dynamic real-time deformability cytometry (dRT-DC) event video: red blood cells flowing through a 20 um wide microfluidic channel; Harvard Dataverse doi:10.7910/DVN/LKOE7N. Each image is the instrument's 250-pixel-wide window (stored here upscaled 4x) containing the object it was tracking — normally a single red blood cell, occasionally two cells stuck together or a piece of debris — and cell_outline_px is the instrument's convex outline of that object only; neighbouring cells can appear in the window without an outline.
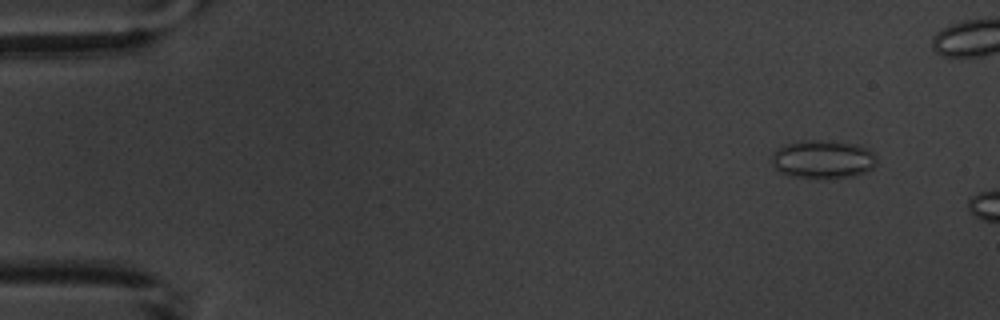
{"species": "common noctule bat (a hibernating species)", "species_latin": "Nyctalus noctula", "temperature_condition": "warm", "stored_images_in_passage": 4, "camera_frame_rate_fps": 3000, "um_per_image_px": 0.085, "animal": {"sex": "male", "body_mass_g": 20.1, "forearm_length_mm": 53.5}, "frame": {"image": 1, "passage_image": 2, "time_ms": 1.0, "image_size_px": [1000, 320], "cell_outline_px": [[876, 164], [872, 168], [856, 176], [828, 180], [812, 180], [788, 176], [780, 172], [772, 164], [772, 152], [784, 144], [804, 140], [828, 140], [860, 144], [868, 148], [876, 156]], "centroid_in_image_um": [69.94, 13.57], "position_along_channel_um": 15.1, "area_um2": 24.45}}